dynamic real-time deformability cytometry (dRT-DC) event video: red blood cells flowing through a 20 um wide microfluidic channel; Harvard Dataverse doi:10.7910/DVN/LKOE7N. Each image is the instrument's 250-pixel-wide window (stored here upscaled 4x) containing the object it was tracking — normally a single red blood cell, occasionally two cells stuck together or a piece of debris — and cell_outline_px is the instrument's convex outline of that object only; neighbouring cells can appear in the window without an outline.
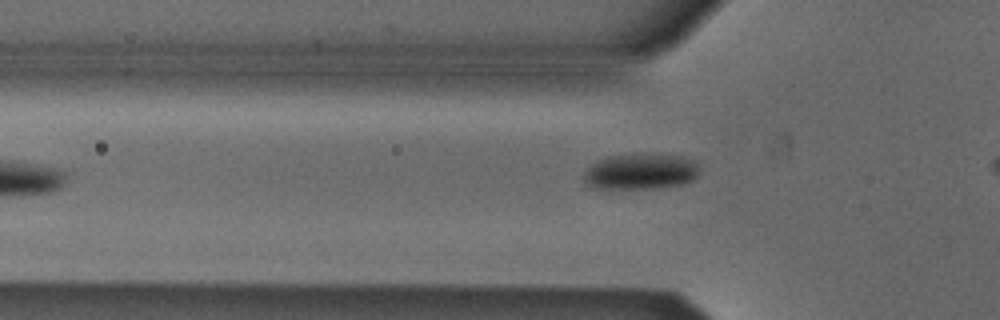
{"species": "Egyptian fruit bat (a non-hibernating species)", "species_latin": "Rousettus aegyptiacus", "temperature_condition": "cold", "stored_images_in_passage": 30, "camera_frame_rate_fps": 3000, "um_per_image_px": 0.085, "animal": {"sex": "male"}, "frame": {"image": 1, "passage_image": 4, "time_ms": 1.0, "image_size_px": [1000, 320], "cell_outline_px": [[700, 172], [692, 180], [680, 184], [656, 188], [596, 188], [588, 184], [584, 180], [584, 172], [596, 160], [608, 156], [636, 152], [640, 152], [680, 156], [696, 160], [700, 164]], "centroid_in_image_um": [54.49, 14.54], "position_along_channel_um": 71.3, "area_um2": 24.62}}
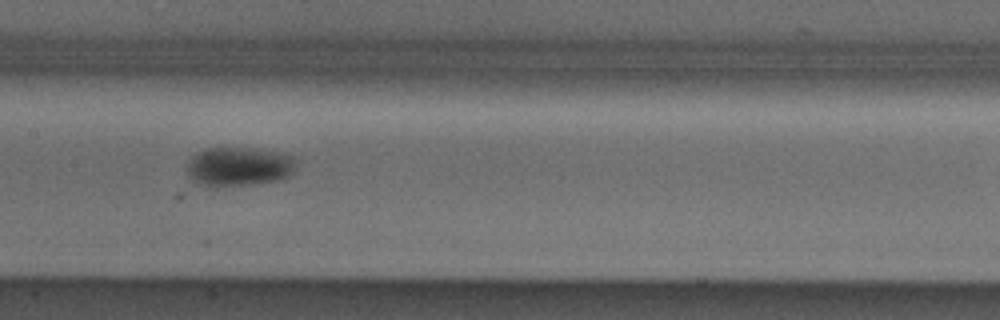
{"frame": {"image": 2, "passage_image": 13, "time_ms": 4.0, "image_size_px": [1000, 320], "cell_outline_px": [[296, 160], [292, 172], [288, 176], [280, 180], [256, 184], [216, 188], [200, 184], [192, 180], [188, 176], [188, 160], [196, 152], [208, 148], [260, 148], [284, 152], [296, 156]], "centroid_in_image_um": [20.33, 14.16], "position_along_channel_um": 187.1, "area_um2": 25.61}}
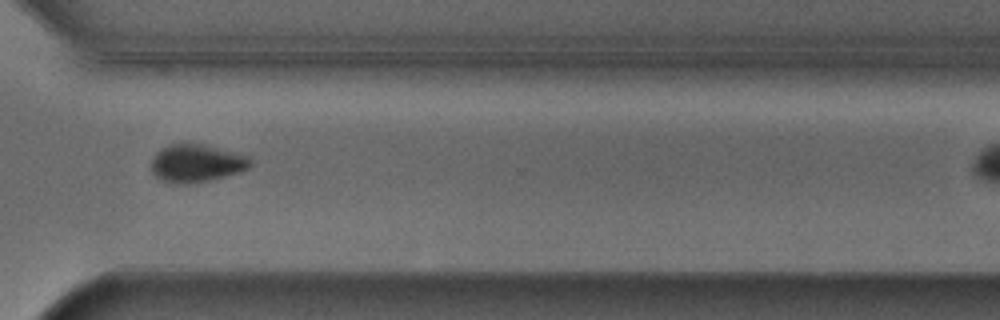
{"frame": {"image": 3, "passage_image": 26, "time_ms": 8.333, "image_size_px": [1000, 320], "cell_outline_px": [[252, 164], [248, 168], [240, 172], [212, 180], [188, 184], [180, 184], [160, 180], [152, 172], [152, 156], [156, 152], [168, 144], [188, 140], [248, 156], [252, 160]], "centroid_in_image_um": [16.68, 13.85], "position_along_channel_um": 353.9, "area_um2": 22.37}}